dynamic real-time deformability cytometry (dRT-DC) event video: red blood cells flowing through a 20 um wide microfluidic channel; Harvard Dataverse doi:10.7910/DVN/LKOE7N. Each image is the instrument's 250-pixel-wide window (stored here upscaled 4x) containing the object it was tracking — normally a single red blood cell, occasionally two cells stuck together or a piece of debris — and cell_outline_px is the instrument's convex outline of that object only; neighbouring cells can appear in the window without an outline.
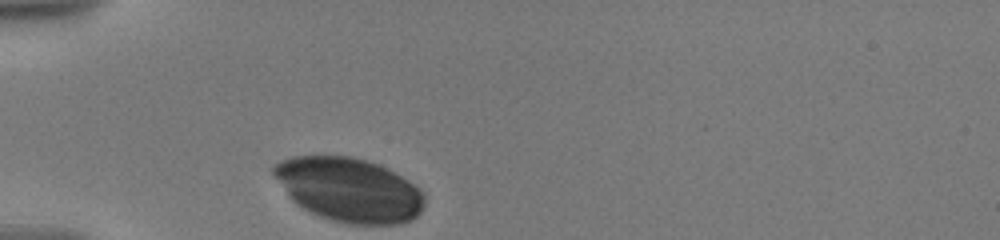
{"species": "human", "species_latin": "Homo sapiens", "temperature_condition": "warm", "stored_images_in_passage": 5, "camera_frame_rate_fps": 3000, "um_per_image_px": 0.085, "donor": {"sex": "male"}, "frame": {"image": 1, "passage_image": 1, "time_ms": 0.0, "image_size_px": [1000, 240], "cell_outline_px": [[424, 204], [420, 212], [412, 220], [400, 224], [344, 224], [328, 220], [296, 204], [292, 200], [272, 172], [272, 168], [280, 160], [292, 156], [352, 156], [368, 160], [408, 180], [424, 196]], "centroid_in_image_um": [29.65, 16.14], "position_along_channel_um": 55.3, "area_um2": 55.83}}
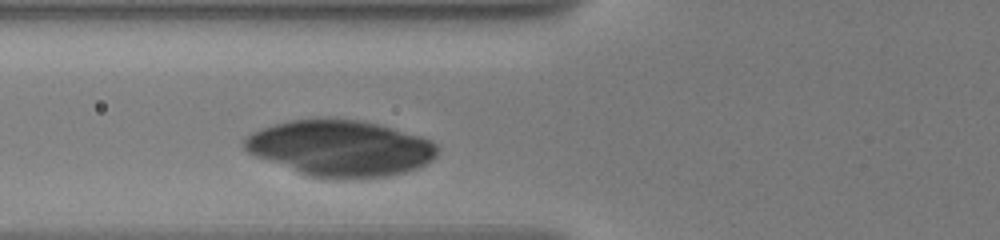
{"frame": {"image": 2, "passage_image": 5, "time_ms": 1.667, "image_size_px": [1000, 240], "cell_outline_px": [[440, 148], [436, 156], [432, 160], [416, 168], [404, 172], [388, 176], [364, 180], [324, 180], [308, 176], [256, 156], [248, 152], [244, 148], [244, 140], [252, 132], [260, 128], [288, 120], [364, 120], [420, 136], [436, 144]], "centroid_in_image_um": [28.94, 12.64], "position_along_channel_um": 96.9, "area_um2": 63.29}}